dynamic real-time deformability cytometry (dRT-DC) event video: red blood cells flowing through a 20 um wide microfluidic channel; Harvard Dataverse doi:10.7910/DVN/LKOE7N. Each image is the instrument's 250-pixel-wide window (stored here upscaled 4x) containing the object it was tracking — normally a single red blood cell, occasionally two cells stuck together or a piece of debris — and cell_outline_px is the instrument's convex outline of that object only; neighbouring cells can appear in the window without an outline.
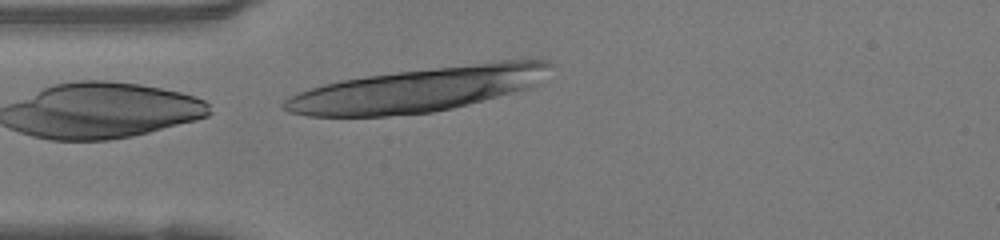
{"species": "human", "species_latin": "Homo sapiens", "temperature_condition": "warm", "stored_images_in_passage": 6, "camera_frame_rate_fps": 3000, "um_per_image_px": 0.085, "donor": {"sex": "female"}, "frame": {"image": 1, "passage_image": 6, "time_ms": 1.667, "image_size_px": [1000, 240], "cell_outline_px": [[552, 64], [536, 84], [524, 88], [468, 104], [452, 108], [432, 112], [388, 116], [308, 116], [288, 112], [280, 108], [280, 104], [284, 100], [296, 92], [324, 84], [340, 80], [368, 76], [492, 60], [548, 60]], "centroid_in_image_um": [35.42, 7.61], "position_along_channel_um": 49.6, "area_um2": 67.8}}